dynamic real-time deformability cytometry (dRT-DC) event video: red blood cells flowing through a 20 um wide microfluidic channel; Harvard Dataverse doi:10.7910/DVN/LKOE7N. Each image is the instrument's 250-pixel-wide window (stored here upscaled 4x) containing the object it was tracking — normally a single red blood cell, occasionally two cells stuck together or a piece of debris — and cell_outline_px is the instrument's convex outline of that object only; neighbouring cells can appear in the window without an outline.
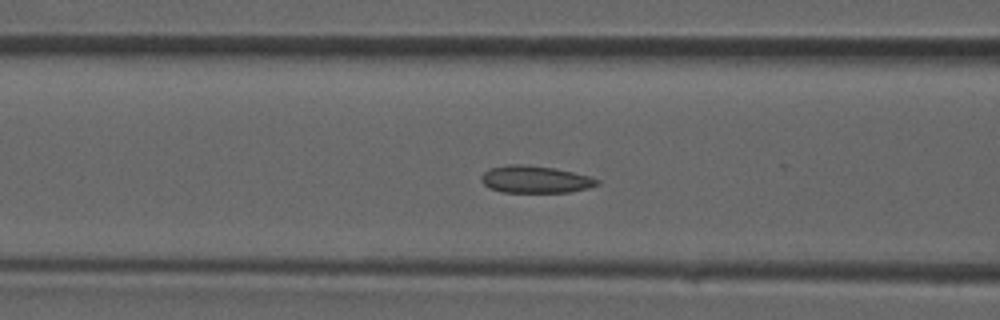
{"species": "common noctule bat (a hibernating species)", "species_latin": "Nyctalus noctula", "temperature_condition": "room temperature", "stored_images_in_passage": 39, "camera_frame_rate_fps": 3000, "um_per_image_px": 0.085, "animal": {"sex": "male", "forearm_length_mm": 52.5}, "frame": {"image": 1, "passage_image": 14, "time_ms": 4.333, "image_size_px": [1000, 320], "cell_outline_px": [[600, 184], [588, 188], [572, 192], [500, 192], [488, 188], [480, 180], [480, 176], [488, 168], [508, 164], [524, 164], [556, 168], [588, 176], [600, 180]], "centroid_in_image_um": [45.46, 15.24], "position_along_channel_um": 121.1, "area_um2": 18.61}}
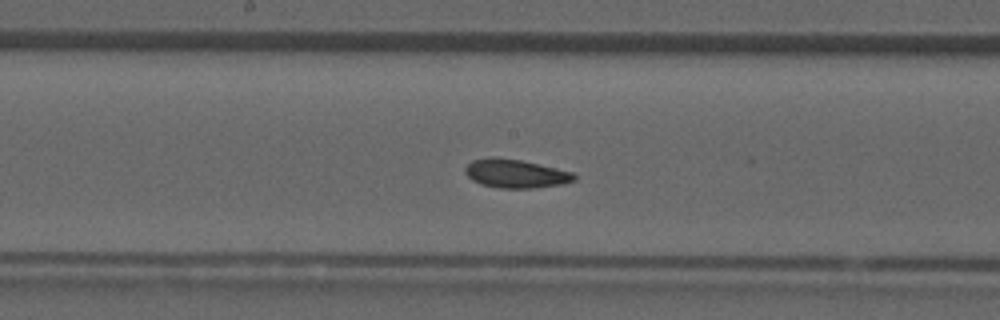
{"frame": {"image": 2, "passage_image": 19, "time_ms": 6.0, "image_size_px": [1000, 320], "cell_outline_px": [[576, 180], [564, 184], [532, 188], [500, 188], [480, 184], [472, 180], [464, 172], [464, 168], [472, 160], [492, 156], [496, 156], [520, 160], [556, 168], [572, 172], [576, 176]], "centroid_in_image_um": [43.8, 14.75], "position_along_channel_um": 204.4, "area_um2": 18.26}}
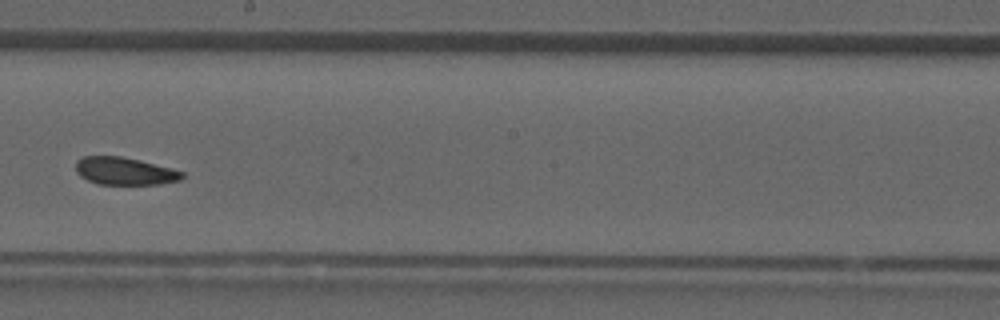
{"frame": {"image": 3, "passage_image": 21, "time_ms": 6.667, "image_size_px": [1000, 320], "cell_outline_px": [[184, 176], [180, 180], [160, 184], [96, 184], [80, 176], [76, 172], [76, 160], [84, 156], [120, 156], [140, 160], [172, 168], [184, 172]], "centroid_in_image_um": [10.59, 14.54], "position_along_channel_um": 237.6, "area_um2": 17.17}}